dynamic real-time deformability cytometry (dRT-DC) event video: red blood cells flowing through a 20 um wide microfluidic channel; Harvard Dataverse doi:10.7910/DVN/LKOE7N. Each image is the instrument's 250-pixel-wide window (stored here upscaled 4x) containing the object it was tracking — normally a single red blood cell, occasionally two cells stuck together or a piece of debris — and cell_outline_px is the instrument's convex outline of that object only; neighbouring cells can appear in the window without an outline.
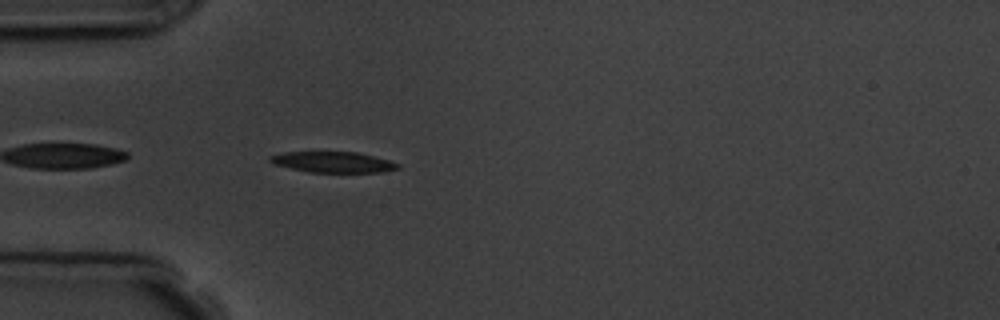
{"species": "common noctule bat (a hibernating species)", "species_latin": "Nyctalus noctula", "temperature_condition": "room temperature", "stored_images_in_passage": 4, "camera_frame_rate_fps": 3000, "um_per_image_px": 0.085, "animal": {"sex": "male", "body_mass_g": 19.5, "forearm_length_mm": 54.6}, "frame": {"image": 1, "passage_image": 4, "time_ms": 3.333, "image_size_px": [1000, 320], "cell_outline_px": [[400, 168], [384, 172], [308, 172], [272, 164], [268, 160], [268, 156], [284, 152], [356, 152], [388, 160], [400, 164]], "centroid_in_image_um": [28.27, 13.78], "position_along_channel_um": 56.7, "area_um2": 15.49}}